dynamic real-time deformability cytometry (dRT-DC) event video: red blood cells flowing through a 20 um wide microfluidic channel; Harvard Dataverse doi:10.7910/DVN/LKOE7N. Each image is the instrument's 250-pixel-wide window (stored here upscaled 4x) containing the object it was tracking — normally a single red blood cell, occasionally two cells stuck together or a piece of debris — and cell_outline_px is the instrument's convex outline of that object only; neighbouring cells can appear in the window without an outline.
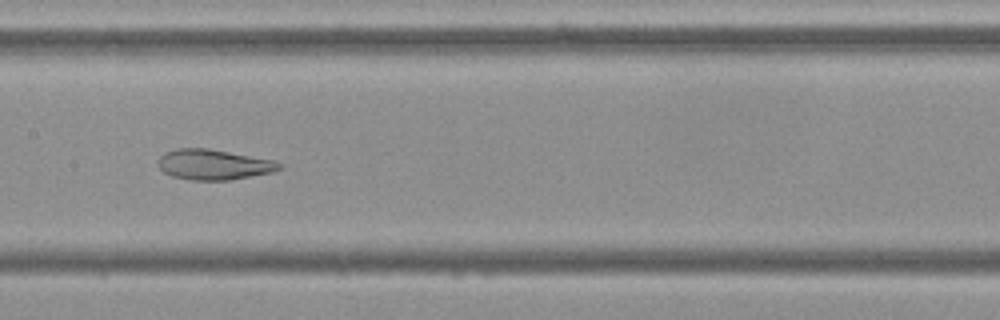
{"species": "Egyptian fruit bat (a non-hibernating species)", "species_latin": "Rousettus aegyptiacus", "temperature_condition": "cold", "stored_images_in_passage": 40, "camera_frame_rate_fps": 3000, "um_per_image_px": 0.085, "frame": {"image": 1, "passage_image": 14, "time_ms": 4.333, "image_size_px": [1000, 320], "cell_outline_px": [[284, 168], [272, 172], [228, 180], [192, 180], [172, 176], [164, 172], [156, 164], [160, 156], [164, 152], [176, 148], [208, 148], [276, 160], [284, 164]], "centroid_in_image_um": [18.18, 13.97], "position_along_channel_um": 189.2, "area_um2": 21.68}}
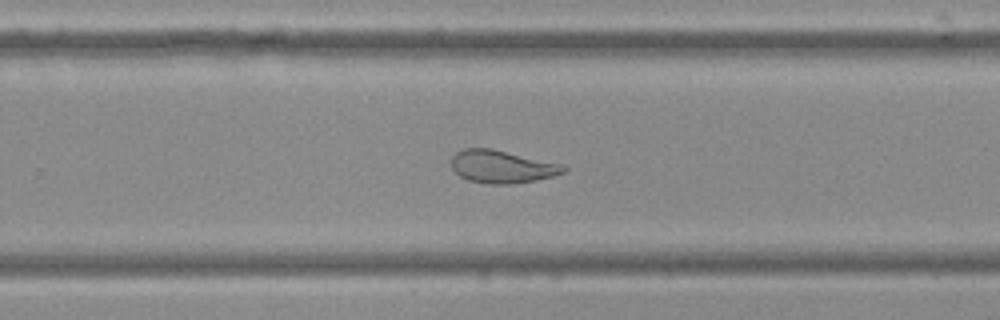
{"frame": {"image": 2, "passage_image": 22, "time_ms": 7.0, "image_size_px": [1000, 320], "cell_outline_px": [[568, 168], [564, 172], [552, 176], [536, 180], [512, 184], [488, 184], [468, 180], [460, 176], [452, 168], [452, 156], [456, 152], [464, 148], [492, 148], [564, 164]], "centroid_in_image_um": [42.68, 14.16], "position_along_channel_um": 287.1, "area_um2": 21.56}}
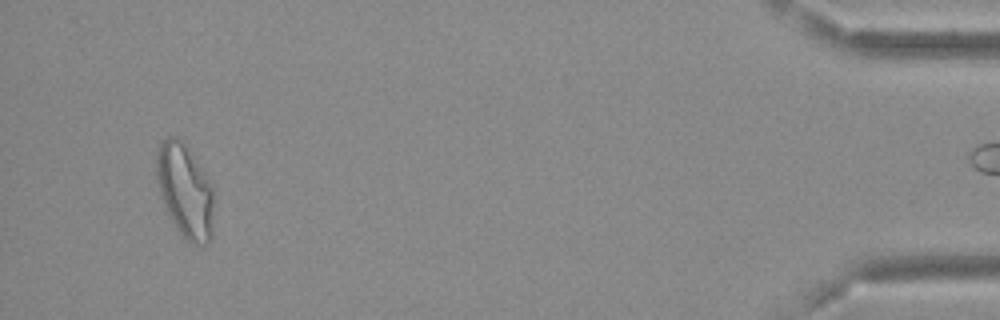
{"frame": {"image": 3, "passage_image": 39, "time_ms": 12.667, "image_size_px": [1000, 320], "cell_outline_px": [[212, 240], [208, 244], [192, 244], [176, 228], [168, 216], [160, 196], [156, 180], [156, 152], [160, 144], [168, 136], [176, 136], [184, 140], [200, 164], [212, 184]], "centroid_in_image_um": [15.71, 16.18], "position_along_channel_um": 419.5, "area_um2": 31.79}}